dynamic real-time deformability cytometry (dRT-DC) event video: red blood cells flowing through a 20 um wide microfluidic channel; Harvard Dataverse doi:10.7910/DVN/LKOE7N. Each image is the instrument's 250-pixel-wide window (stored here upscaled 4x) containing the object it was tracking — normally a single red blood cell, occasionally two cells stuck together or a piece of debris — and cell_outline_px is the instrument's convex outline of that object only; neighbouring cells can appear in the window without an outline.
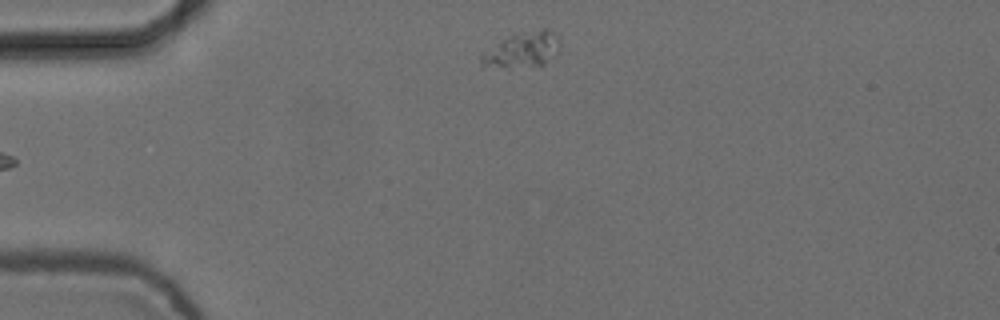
{"species": "common noctule bat (a hibernating species)", "species_latin": "Nyctalus noctula", "temperature_condition": "cold", "stored_images_in_passage": 4, "segment_of_instrument_passage": [2, 2], "camera_frame_rate_fps": 3000, "um_per_image_px": 0.085, "animal": {"sex": "female", "body_mass_g": 24.6, "forearm_length_mm": 56.2}, "frame": {"image": 1, "passage_image": 4, "time_ms": 1.0, "image_size_px": [1000, 320], "cell_outline_px": [[560, 52], [556, 56], [544, 64], [508, 68], [480, 68], [480, 52], [512, 36], [540, 32], [552, 32], [560, 40]], "centroid_in_image_um": [44.33, 4.35], "position_along_channel_um": 40.7, "area_um2": 15.78}}